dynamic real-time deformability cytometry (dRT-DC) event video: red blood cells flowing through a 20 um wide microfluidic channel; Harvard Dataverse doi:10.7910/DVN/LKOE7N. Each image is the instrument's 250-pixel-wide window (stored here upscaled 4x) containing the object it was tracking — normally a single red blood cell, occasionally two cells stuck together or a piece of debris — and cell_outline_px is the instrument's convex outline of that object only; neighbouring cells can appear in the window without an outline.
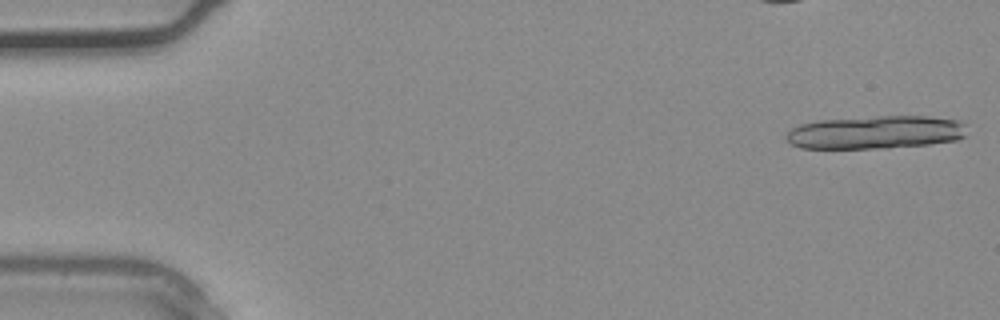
{"species": "common noctule bat (a hibernating species)", "species_latin": "Nyctalus noctula", "temperature_condition": "warm", "stored_images_in_passage": 35, "camera_frame_rate_fps": 3000, "um_per_image_px": 0.085, "animal": {"sex": "male", "body_mass_g": 20.4}, "frame": {"image": 1, "passage_image": 1, "time_ms": 0.0, "image_size_px": [1000, 320], "cell_outline_px": [[968, 124], [964, 136], [956, 140], [928, 144], [888, 148], [800, 148], [784, 140], [784, 136], [792, 128], [800, 124], [820, 120], [876, 116], [928, 116], [960, 120]], "centroid_in_image_um": [74.44, 11.24], "position_along_channel_um": 10.6, "area_um2": 35.2}}